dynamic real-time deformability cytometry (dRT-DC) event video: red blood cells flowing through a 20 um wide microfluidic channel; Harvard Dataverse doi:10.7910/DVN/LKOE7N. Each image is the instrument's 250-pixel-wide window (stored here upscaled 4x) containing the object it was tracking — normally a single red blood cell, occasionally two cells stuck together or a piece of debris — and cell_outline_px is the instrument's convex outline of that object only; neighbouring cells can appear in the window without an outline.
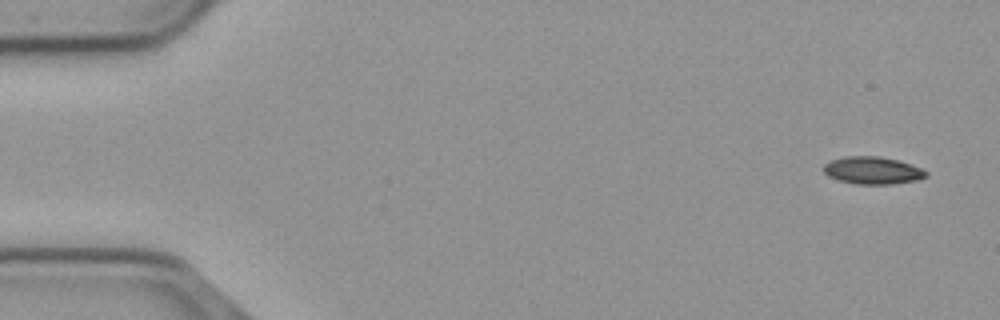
{"species": "common noctule bat (a hibernating species)", "species_latin": "Nyctalus noctula", "temperature_condition": "cold", "stored_images_in_passage": 50, "camera_frame_rate_fps": 3000, "um_per_image_px": 0.085, "animal": {"sex": "male", "body_mass_g": 23.1, "forearm_length_mm": 52.7}, "frame": {"image": 1, "passage_image": 1, "time_ms": 0.0, "image_size_px": [1000, 320], "cell_outline_px": [[928, 176], [916, 180], [892, 184], [856, 184], [840, 180], [828, 176], [824, 172], [824, 164], [832, 160], [848, 156], [880, 156], [900, 160], [920, 168], [928, 172]], "centroid_in_image_um": [74.19, 14.48], "position_along_channel_um": 10.8, "area_um2": 16.3}}
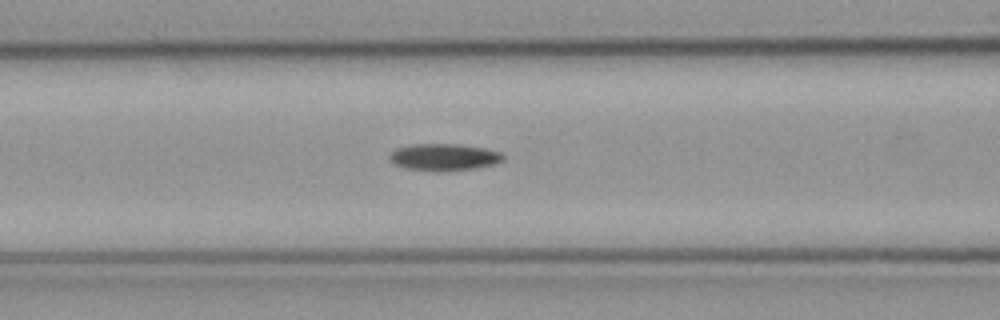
{"frame": {"image": 2, "passage_image": 21, "time_ms": 6.667, "image_size_px": [1000, 320], "cell_outline_px": [[504, 160], [496, 164], [476, 168], [452, 172], [432, 172], [404, 168], [396, 164], [388, 156], [396, 148], [412, 144], [456, 144], [484, 148], [500, 152], [504, 156]], "centroid_in_image_um": [37.76, 13.38], "position_along_channel_um": 128.8, "area_um2": 18.15}}
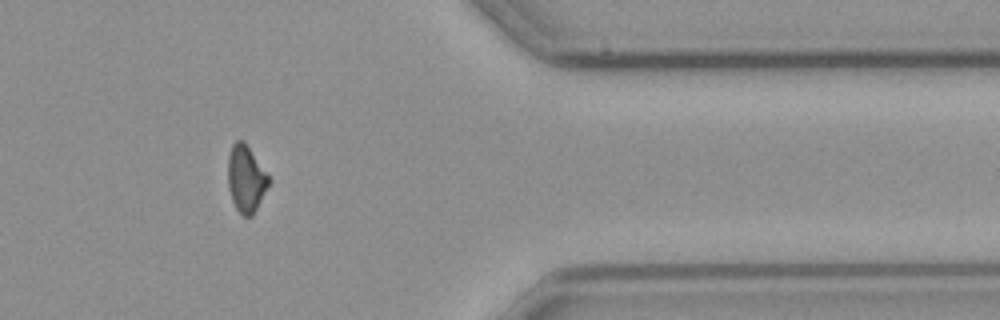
{"frame": {"image": 3, "passage_image": 44, "time_ms": 14.333, "image_size_px": [1000, 320], "cell_outline_px": [[272, 180], [252, 216], [244, 216], [236, 208], [232, 200], [228, 184], [228, 156], [232, 144], [236, 140], [244, 140]], "centroid_in_image_um": [20.92, 15.17], "position_along_channel_um": 390.5, "area_um2": 15.9}}